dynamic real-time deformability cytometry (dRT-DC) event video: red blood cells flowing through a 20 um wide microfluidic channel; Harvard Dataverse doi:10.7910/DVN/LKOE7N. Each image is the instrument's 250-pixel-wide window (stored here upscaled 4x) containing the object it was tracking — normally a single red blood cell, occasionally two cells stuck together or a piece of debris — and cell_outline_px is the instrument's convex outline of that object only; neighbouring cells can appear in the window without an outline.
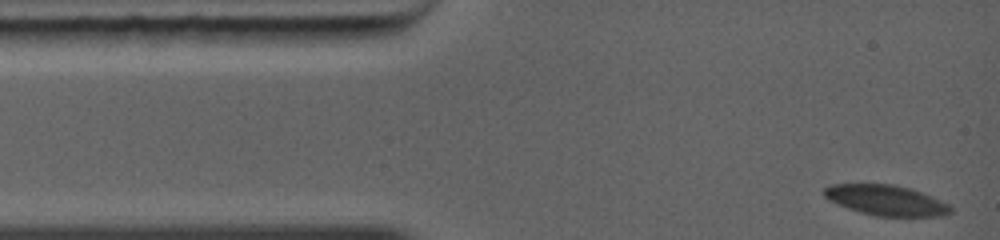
{"species": "common noctule bat (a hibernating species)", "species_latin": "Nyctalus noctula", "temperature_condition": "warm", "stored_images_in_passage": 3, "camera_frame_rate_fps": 5000, "um_per_image_px": 0.085, "animal": {"sex": "female", "body_mass_g": 19.0, "forearm_length_mm": 56.7}, "frame": {"image": 1, "passage_image": 1, "time_ms": 0.0, "image_size_px": [1000, 240], "cell_outline_px": [[952, 212], [940, 216], [872, 216], [836, 204], [828, 200], [824, 196], [824, 188], [832, 184], [892, 184], [908, 188], [920, 192], [948, 204], [952, 208]], "centroid_in_image_um": [75.27, 17.03], "position_along_channel_um": 9.7, "area_um2": 22.2}}
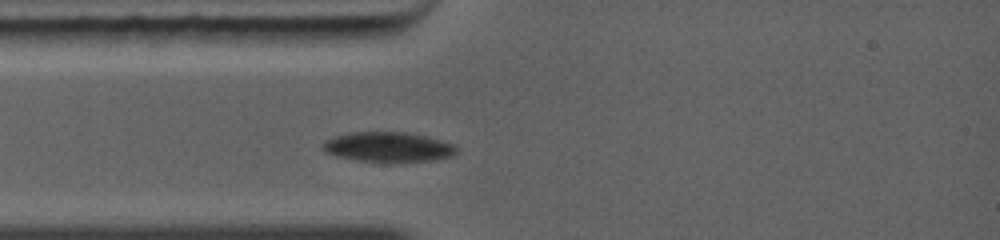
{"frame": {"image": 2, "passage_image": 3, "time_ms": 2.4, "image_size_px": [1000, 240], "cell_outline_px": [[456, 152], [452, 156], [436, 160], [404, 164], [392, 164], [360, 160], [336, 156], [324, 152], [320, 148], [324, 140], [336, 136], [352, 132], [408, 132], [456, 144]], "centroid_in_image_um": [33.01, 12.53], "position_along_channel_um": 52.0, "area_um2": 24.04}}